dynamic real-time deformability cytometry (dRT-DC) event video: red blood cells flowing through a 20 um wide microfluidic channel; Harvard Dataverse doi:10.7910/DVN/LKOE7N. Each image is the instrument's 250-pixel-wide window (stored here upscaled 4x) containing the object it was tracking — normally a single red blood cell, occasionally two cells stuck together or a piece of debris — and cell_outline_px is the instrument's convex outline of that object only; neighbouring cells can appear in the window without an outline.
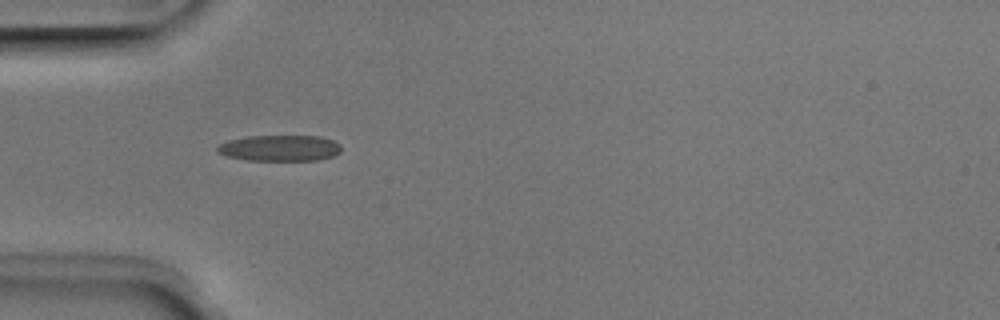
{"species": "Egyptian fruit bat (a non-hibernating species)", "species_latin": "Rousettus aegyptiacus", "temperature_condition": "room temperature", "stored_images_in_passage": 3, "camera_frame_rate_fps": 3000, "um_per_image_px": 0.085, "animal": {"sex": "male"}, "frame": {"image": 1, "passage_image": 1, "time_ms": 0.0, "image_size_px": [1000, 320], "cell_outline_px": [[340, 152], [332, 156], [316, 160], [248, 160], [228, 156], [216, 152], [216, 148], [220, 144], [228, 140], [244, 136], [320, 136], [332, 140], [340, 144]], "centroid_in_image_um": [23.76, 12.58], "position_along_channel_um": 61.2, "area_um2": 18.73}}
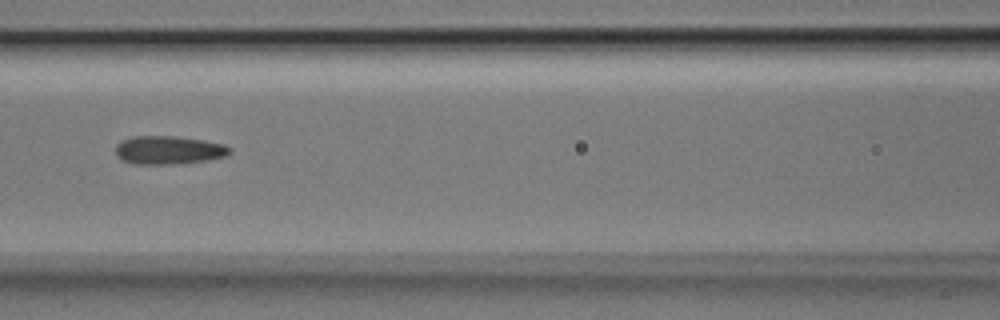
{"frame": {"image": 2, "passage_image": 3, "time_ms": 0.667, "image_size_px": [1000, 320], "cell_outline_px": [[232, 152], [228, 156], [208, 160], [176, 164], [132, 164], [116, 156], [116, 144], [120, 140], [132, 136], [172, 136], [204, 140], [224, 144], [232, 148]], "centroid_in_image_um": [14.35, 12.76], "position_along_channel_um": 152.3, "area_um2": 19.13}}